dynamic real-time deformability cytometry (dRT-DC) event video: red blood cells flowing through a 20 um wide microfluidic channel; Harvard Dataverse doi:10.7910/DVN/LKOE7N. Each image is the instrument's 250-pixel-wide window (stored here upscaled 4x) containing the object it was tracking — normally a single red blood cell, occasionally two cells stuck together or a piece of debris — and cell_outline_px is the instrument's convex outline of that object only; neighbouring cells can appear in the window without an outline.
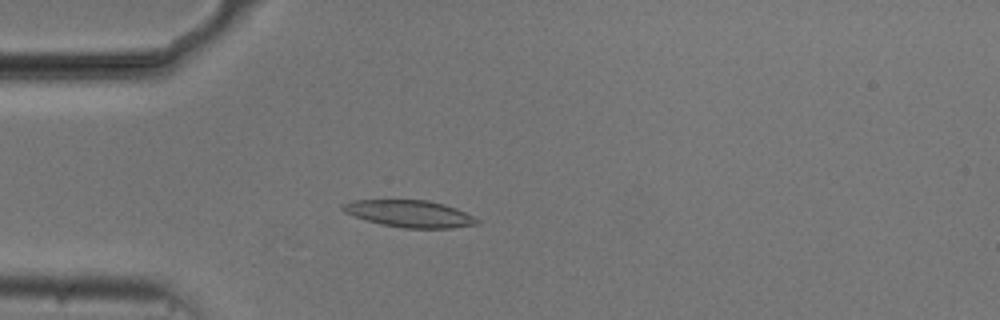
{"species": "common noctule bat (a hibernating species)", "species_latin": "Nyctalus noctula", "temperature_condition": "cold", "stored_images_in_passage": 54, "camera_frame_rate_fps": 3000, "um_per_image_px": 0.085, "animal": {"sex": "male", "body_mass_g": 20.5, "forearm_length_mm": 52.5}, "frame": {"image": 1, "passage_image": 15, "time_ms": 4.667, "image_size_px": [1000, 320], "cell_outline_px": [[480, 224], [452, 228], [404, 228], [380, 224], [364, 220], [344, 212], [340, 208], [344, 204], [352, 200], [428, 200], [444, 204], [456, 208], [480, 220]], "centroid_in_image_um": [34.81, 18.17], "position_along_channel_um": 50.2, "area_um2": 21.15}}
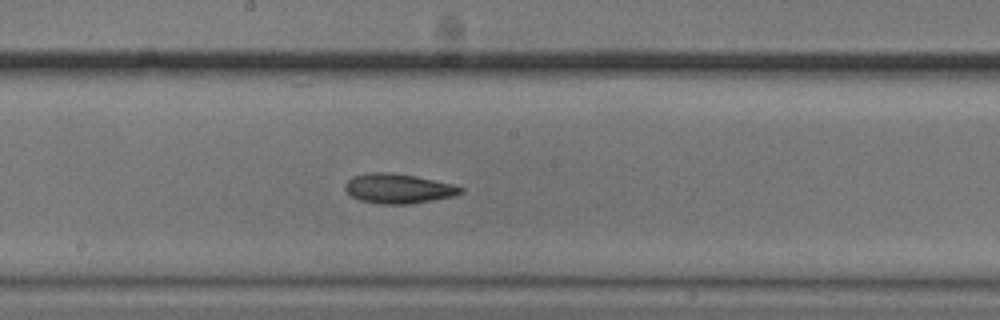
{"frame": {"image": 2, "passage_image": 29, "time_ms": 9.333, "image_size_px": [1000, 320], "cell_outline_px": [[464, 192], [452, 196], [412, 204], [380, 204], [360, 200], [352, 196], [344, 188], [344, 184], [352, 176], [368, 172], [388, 172], [416, 176], [456, 184], [464, 188]], "centroid_in_image_um": [33.87, 16.02], "position_along_channel_um": 214.3, "area_um2": 20.17}}
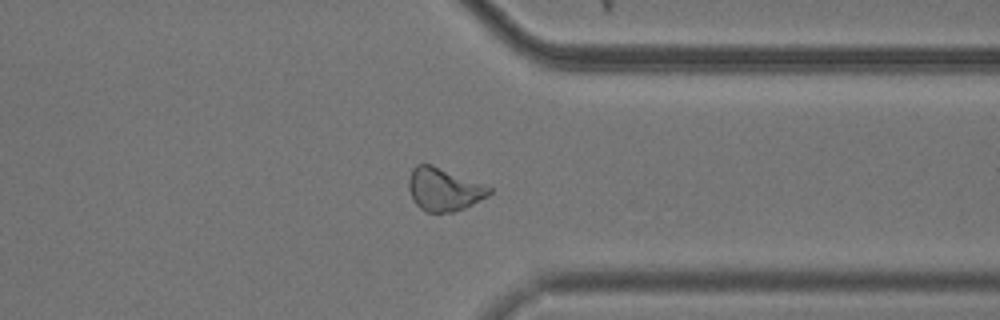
{"frame": {"image": 3, "passage_image": 42, "time_ms": 13.667, "image_size_px": [1000, 320], "cell_outline_px": [[492, 192], [488, 196], [464, 208], [452, 212], [428, 212], [420, 208], [412, 200], [408, 188], [408, 180], [412, 168], [416, 164], [432, 164], [492, 188]], "centroid_in_image_um": [37.69, 16.09], "position_along_channel_um": 373.7, "area_um2": 20.06}, "authors_computed_cell_mechanics": {"area_um2": 20.3745, "velocity_mm_per_s": 3.7447, "shape_relaxation_time_tau1_ms": 3.5441, "shape_relaxation_time_tau2_ms": 5.569, "deformation_change_tau1": 0.133, "deformation_change_tau2": 0.1198}}